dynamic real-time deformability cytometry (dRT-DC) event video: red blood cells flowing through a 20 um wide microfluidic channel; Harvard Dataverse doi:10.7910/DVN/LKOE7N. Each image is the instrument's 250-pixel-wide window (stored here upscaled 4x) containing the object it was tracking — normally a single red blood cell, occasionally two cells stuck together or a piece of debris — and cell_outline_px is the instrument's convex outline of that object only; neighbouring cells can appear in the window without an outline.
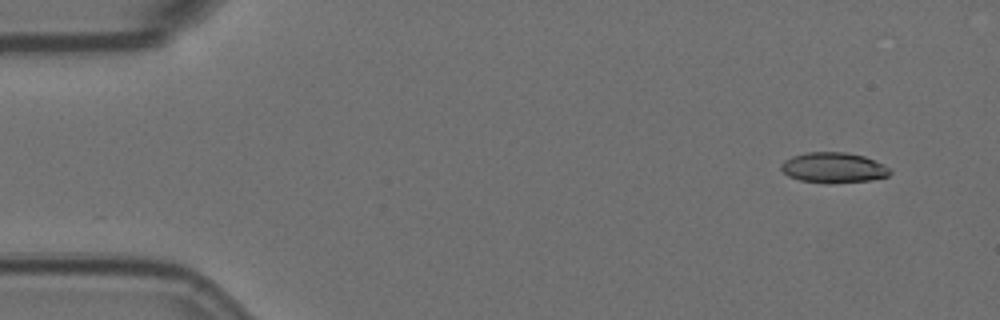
{"species": "Egyptian fruit bat (a non-hibernating species)", "species_latin": "Rousettus aegyptiacus", "temperature_condition": "room temperature", "stored_images_in_passage": 4, "camera_frame_rate_fps": 3000, "um_per_image_px": 0.085, "animal": {"sex": "female"}, "frame": {"image": 1, "passage_image": 1, "time_ms": 0.0, "image_size_px": [1000, 320], "cell_outline_px": [[892, 172], [888, 176], [872, 180], [800, 180], [788, 176], [780, 168], [780, 164], [784, 160], [792, 156], [808, 152], [844, 152], [864, 156], [892, 168]], "centroid_in_image_um": [70.86, 14.2], "position_along_channel_um": 14.1, "area_um2": 18.44}}